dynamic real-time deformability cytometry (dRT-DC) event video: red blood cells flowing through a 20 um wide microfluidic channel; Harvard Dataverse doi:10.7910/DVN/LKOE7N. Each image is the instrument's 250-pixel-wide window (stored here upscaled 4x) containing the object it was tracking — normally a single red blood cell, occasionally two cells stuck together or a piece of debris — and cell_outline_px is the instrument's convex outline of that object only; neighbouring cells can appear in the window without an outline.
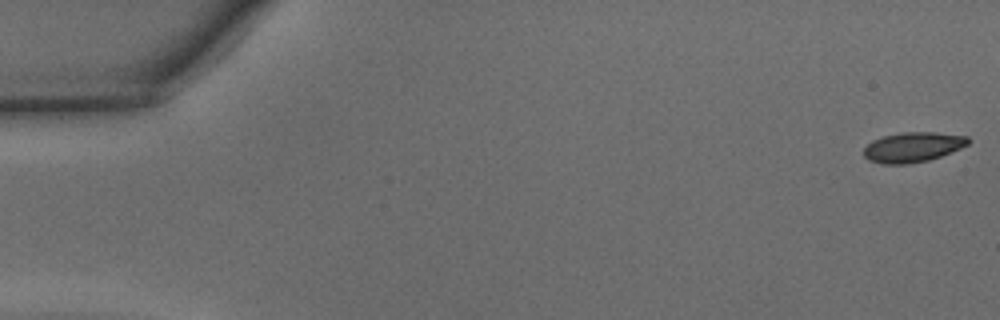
{"species": "common noctule bat (a hibernating species)", "species_latin": "Nyctalus noctula", "temperature_condition": "warm", "stored_images_in_passage": 8, "camera_frame_rate_fps": 3000, "um_per_image_px": 0.085, "animal": {"sex": "male", "body_mass_g": 15.6}, "frame": {"image": 1, "passage_image": 1, "time_ms": 0.0, "image_size_px": [1000, 320], "cell_outline_px": [[972, 140], [968, 144], [960, 148], [940, 156], [928, 160], [908, 164], [884, 164], [868, 160], [864, 156], [864, 148], [872, 140], [884, 136], [904, 132], [936, 132], [968, 136]], "centroid_in_image_um": [77.6, 12.5], "position_along_channel_um": 7.4, "area_um2": 18.21}}